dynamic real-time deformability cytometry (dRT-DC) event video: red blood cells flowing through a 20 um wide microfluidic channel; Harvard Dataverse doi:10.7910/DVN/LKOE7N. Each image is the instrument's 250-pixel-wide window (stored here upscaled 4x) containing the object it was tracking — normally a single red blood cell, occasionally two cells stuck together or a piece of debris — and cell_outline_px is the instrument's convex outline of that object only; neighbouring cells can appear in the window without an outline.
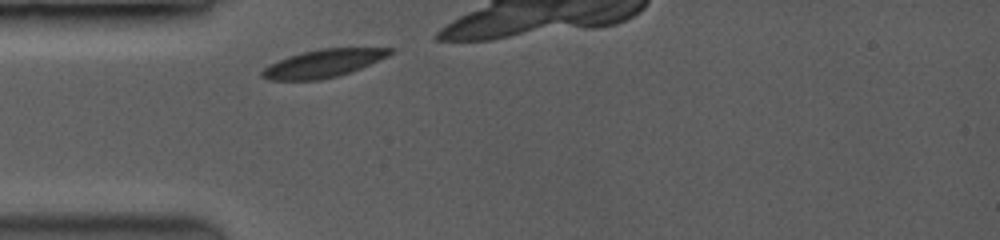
{"species": "common noctule bat (a hibernating species)", "species_latin": "Nyctalus noctula", "temperature_condition": "room temperature", "stored_images_in_passage": 1, "camera_frame_rate_fps": 3500, "um_per_image_px": 0.085, "animal": {"sex": "female", "body_mass_g": 19.0, "forearm_length_mm": 53.3}, "frame": {"image": 1, "passage_image": 1, "time_ms": 0.0, "image_size_px": [1000, 240], "cell_outline_px": [[396, 52], [388, 56], [360, 68], [336, 76], [316, 80], [268, 80], [260, 76], [260, 72], [268, 64], [288, 56], [320, 48], [396, 48]], "centroid_in_image_um": [27.46, 5.38], "position_along_channel_um": 57.5, "area_um2": 20.69}}